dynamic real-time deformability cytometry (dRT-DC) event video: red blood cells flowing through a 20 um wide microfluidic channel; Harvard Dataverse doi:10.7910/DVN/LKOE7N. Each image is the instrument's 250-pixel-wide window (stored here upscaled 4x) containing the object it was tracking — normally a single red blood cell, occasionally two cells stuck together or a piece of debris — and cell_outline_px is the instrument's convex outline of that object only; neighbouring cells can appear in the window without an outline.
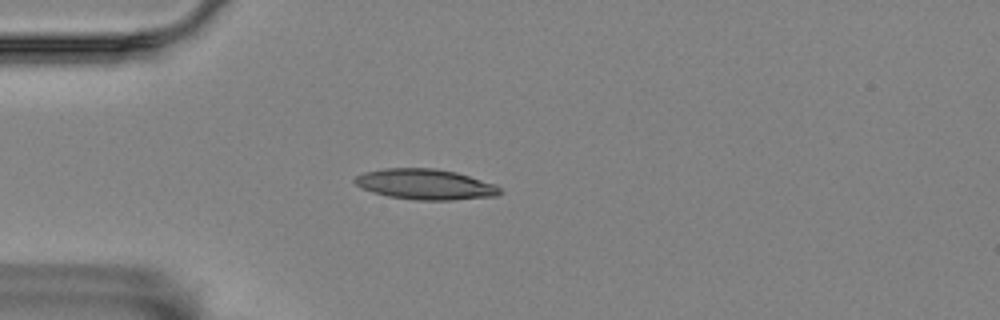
{"species": "Egyptian fruit bat (a non-hibernating species)", "species_latin": "Rousettus aegyptiacus", "temperature_condition": "room temperature", "stored_images_in_passage": 5, "camera_frame_rate_fps": 3000, "um_per_image_px": 0.085, "animal": {"sex": "female"}, "frame": {"image": 1, "passage_image": 4, "time_ms": 1.0, "image_size_px": [1000, 320], "cell_outline_px": [[504, 192], [496, 196], [452, 200], [416, 200], [388, 196], [372, 192], [360, 188], [352, 180], [356, 176], [364, 172], [384, 168], [436, 168], [456, 172], [496, 184]], "centroid_in_image_um": [36.15, 15.66], "position_along_channel_um": 48.8, "area_um2": 26.01}}